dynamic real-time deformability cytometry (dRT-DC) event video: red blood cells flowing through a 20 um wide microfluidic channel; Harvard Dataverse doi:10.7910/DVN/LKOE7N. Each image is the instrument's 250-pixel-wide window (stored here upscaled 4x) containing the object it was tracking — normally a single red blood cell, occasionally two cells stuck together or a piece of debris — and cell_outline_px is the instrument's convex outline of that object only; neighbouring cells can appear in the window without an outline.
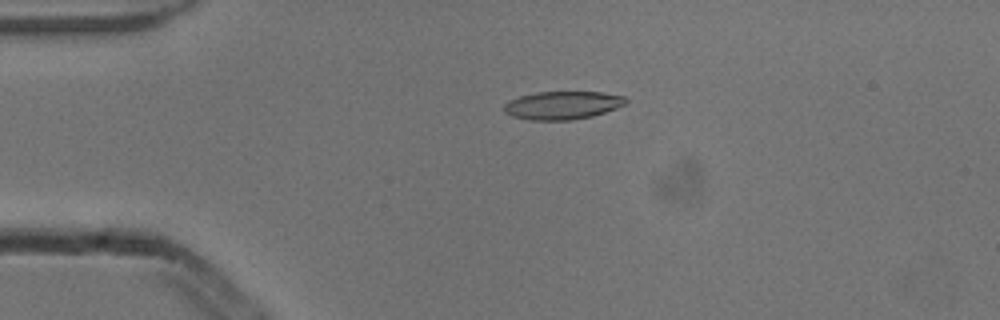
{"species": "common noctule bat (a hibernating species)", "species_latin": "Nyctalus noctula", "temperature_condition": "cold", "stored_images_in_passage": 5, "camera_frame_rate_fps": 3000, "um_per_image_px": 0.085, "animal": {"sex": "male", "body_mass_g": 13.3}, "frame": {"image": 1, "passage_image": 4, "time_ms": 1.0, "image_size_px": [1000, 320], "cell_outline_px": [[628, 104], [592, 116], [572, 120], [532, 120], [512, 116], [504, 112], [504, 104], [508, 100], [520, 96], [536, 92], [604, 92], [624, 96], [628, 100]], "centroid_in_image_um": [47.83, 8.94], "position_along_channel_um": 37.2, "area_um2": 20.06}}